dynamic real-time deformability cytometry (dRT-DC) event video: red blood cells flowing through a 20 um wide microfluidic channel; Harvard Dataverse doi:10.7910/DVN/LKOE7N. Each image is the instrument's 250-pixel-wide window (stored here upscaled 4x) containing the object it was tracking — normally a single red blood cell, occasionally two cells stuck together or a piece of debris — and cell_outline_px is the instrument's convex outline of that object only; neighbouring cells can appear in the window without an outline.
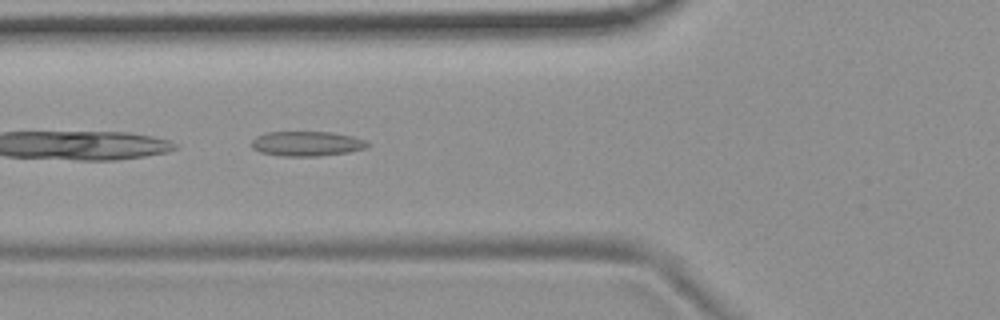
{"species": "common noctule bat (a hibernating species)", "species_latin": "Nyctalus noctula", "temperature_condition": "room temperature", "stored_images_in_passage": 3, "camera_frame_rate_fps": 3000, "um_per_image_px": 0.085, "animal": {"sex": "female", "body_mass_g": 19.9}, "frame": {"image": 1, "passage_image": 3, "time_ms": 0.667, "image_size_px": [1000, 320], "cell_outline_px": [[368, 144], [364, 148], [348, 152], [320, 156], [284, 156], [260, 152], [252, 148], [252, 140], [256, 136], [268, 132], [332, 132], [352, 136], [364, 140]], "centroid_in_image_um": [26.04, 12.21], "position_along_channel_um": 99.8, "area_um2": 16.59}}